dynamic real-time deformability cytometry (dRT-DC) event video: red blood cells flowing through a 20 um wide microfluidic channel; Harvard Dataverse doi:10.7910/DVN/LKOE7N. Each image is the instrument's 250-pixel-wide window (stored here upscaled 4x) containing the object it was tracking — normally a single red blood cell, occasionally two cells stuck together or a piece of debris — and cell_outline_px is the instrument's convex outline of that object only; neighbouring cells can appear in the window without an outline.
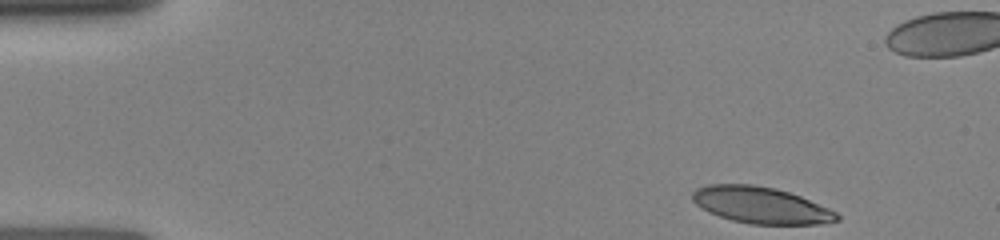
{"species": "human", "species_latin": "Homo sapiens", "temperature_condition": "room temperature", "stored_images_in_passage": 47, "camera_frame_rate_fps": 3000, "um_per_image_px": 0.085, "donor": {"sex": "female"}, "frame": {"image": 1, "passage_image": 1, "time_ms": 0.0, "image_size_px": [1000, 240], "cell_outline_px": [[840, 220], [820, 224], [752, 224], [732, 220], [708, 212], [696, 204], [692, 200], [692, 192], [696, 188], [708, 184], [752, 184], [776, 188], [800, 196], [828, 208], [836, 212], [840, 216]], "centroid_in_image_um": [64.66, 17.43], "position_along_channel_um": 20.3, "area_um2": 30.69}}
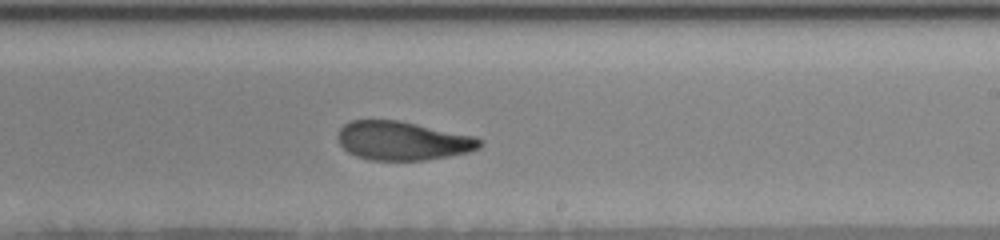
{"frame": {"image": 2, "passage_image": 31, "time_ms": 8.0, "image_size_px": [1000, 240], "cell_outline_px": [[484, 144], [480, 148], [468, 152], [448, 156], [424, 160], [368, 160], [356, 156], [348, 152], [340, 144], [340, 128], [344, 124], [352, 120], [400, 120], [476, 136], [484, 140]], "centroid_in_image_um": [34.29, 11.96], "position_along_channel_um": 254.7, "area_um2": 32.19}}
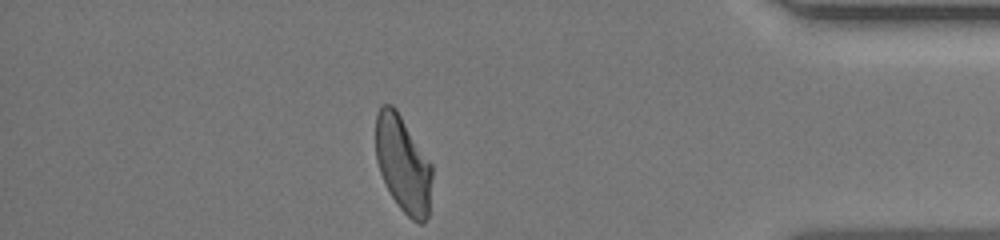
{"frame": {"image": 3, "passage_image": 46, "time_ms": 12.333, "image_size_px": [1000, 240], "cell_outline_px": [[432, 176], [428, 216], [424, 224], [420, 224], [412, 220], [396, 204], [380, 172], [376, 160], [376, 112], [380, 104], [392, 104], [396, 108], [432, 164]], "centroid_in_image_um": [34.26, 13.94], "position_along_channel_um": 400.9, "area_um2": 31.79}}